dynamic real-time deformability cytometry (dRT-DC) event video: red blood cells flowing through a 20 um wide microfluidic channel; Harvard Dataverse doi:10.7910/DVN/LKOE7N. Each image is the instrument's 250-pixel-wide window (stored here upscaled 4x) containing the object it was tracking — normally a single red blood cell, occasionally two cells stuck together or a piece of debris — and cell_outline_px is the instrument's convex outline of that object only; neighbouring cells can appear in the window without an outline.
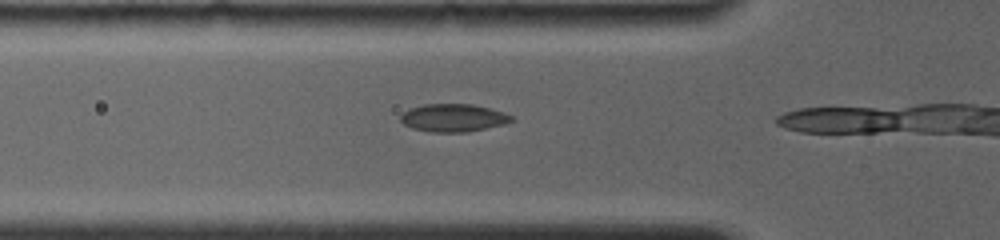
{"species": "common noctule bat (a hibernating species)", "species_latin": "Nyctalus noctula", "temperature_condition": "room temperature", "stored_images_in_passage": 5, "camera_frame_rate_fps": 4000, "um_per_image_px": 0.085, "animal": {"sex": "female", "body_mass_g": 19.0, "forearm_length_mm": 56.7}, "frame": {"image": 1, "passage_image": 4, "time_ms": 1.25, "image_size_px": [1000, 240], "cell_outline_px": [[516, 120], [504, 124], [468, 132], [432, 132], [412, 128], [404, 124], [400, 120], [400, 116], [408, 108], [424, 104], [472, 104], [504, 112], [512, 116]], "centroid_in_image_um": [38.53, 10.01], "position_along_channel_um": 87.3, "area_um2": 18.03}}